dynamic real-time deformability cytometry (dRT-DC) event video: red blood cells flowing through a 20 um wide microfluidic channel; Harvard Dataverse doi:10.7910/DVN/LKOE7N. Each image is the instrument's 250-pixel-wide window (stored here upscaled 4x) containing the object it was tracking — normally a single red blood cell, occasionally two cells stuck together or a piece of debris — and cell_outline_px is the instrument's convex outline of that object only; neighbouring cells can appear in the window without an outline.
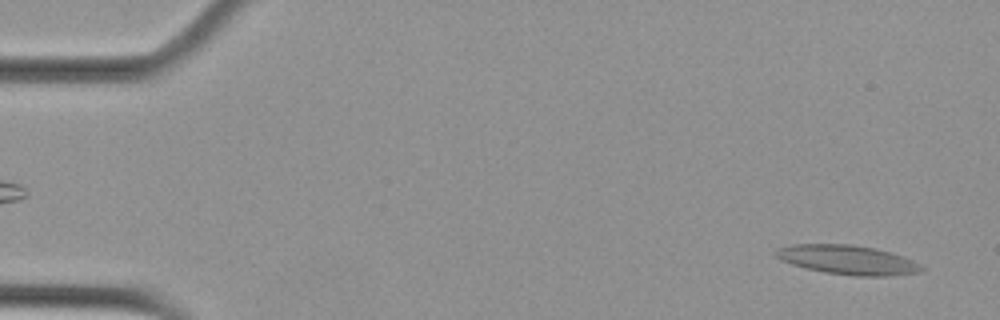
{"species": "Egyptian fruit bat (a non-hibernating species)", "species_latin": "Rousettus aegyptiacus", "temperature_condition": "cold", "stored_images_in_passage": 5, "camera_frame_rate_fps": 3000, "um_per_image_px": 0.085, "animal": {"sex": "female"}, "frame": {"image": 1, "passage_image": 5, "time_ms": 1.333, "image_size_px": [1000, 320], "cell_outline_px": [[924, 268], [920, 272], [888, 276], [856, 276], [824, 272], [792, 264], [776, 256], [776, 248], [792, 244], [852, 244], [892, 252], [904, 256], [920, 264]], "centroid_in_image_um": [72.09, 22.08], "position_along_channel_um": 12.9, "area_um2": 24.68}}